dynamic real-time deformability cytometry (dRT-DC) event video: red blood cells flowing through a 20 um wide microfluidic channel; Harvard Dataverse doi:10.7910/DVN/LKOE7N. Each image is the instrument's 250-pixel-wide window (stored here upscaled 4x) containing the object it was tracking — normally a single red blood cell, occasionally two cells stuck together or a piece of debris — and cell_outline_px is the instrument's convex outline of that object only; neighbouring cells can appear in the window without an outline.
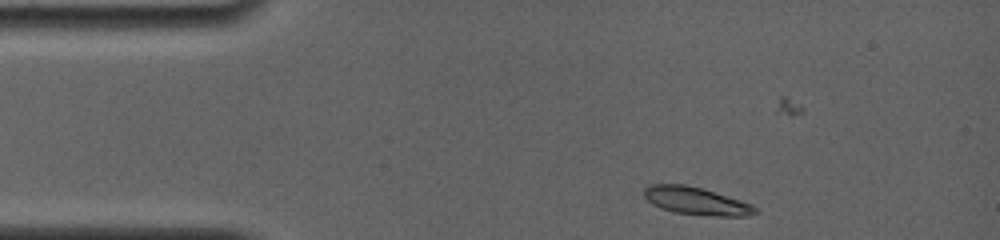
{"species": "common noctule bat (a hibernating species)", "species_latin": "Nyctalus noctula", "temperature_condition": "room temperature", "stored_images_in_passage": 40, "camera_frame_rate_fps": 4000, "um_per_image_px": 0.085, "animal": {"sex": "female", "body_mass_g": 19.0, "forearm_length_mm": 56.7}, "frame": {"image": 1, "passage_image": 1, "time_ms": 0.0, "image_size_px": [1000, 240], "cell_outline_px": [[756, 212], [748, 216], [712, 216], [676, 212], [660, 208], [652, 204], [644, 196], [644, 188], [648, 184], [684, 184], [700, 188], [740, 200], [752, 204], [756, 208]], "centroid_in_image_um": [59.14, 17.08], "position_along_channel_um": 25.9, "area_um2": 17.69}}
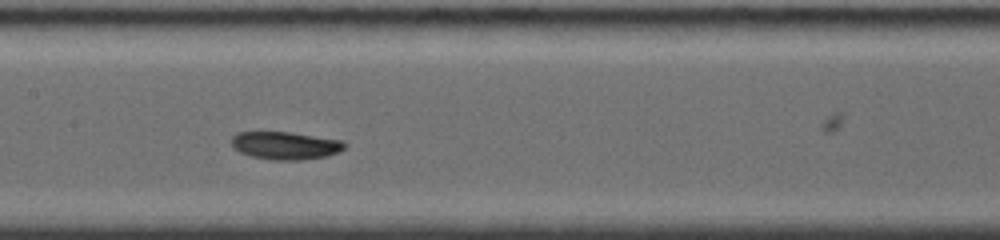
{"frame": {"image": 2, "passage_image": 21, "time_ms": 5.5, "image_size_px": [1000, 240], "cell_outline_px": [[348, 144], [340, 152], [328, 156], [300, 160], [272, 160], [252, 156], [240, 152], [232, 148], [232, 136], [236, 132], [288, 132], [344, 140]], "centroid_in_image_um": [24.29, 12.37], "position_along_channel_um": 183.1, "area_um2": 18.5}}
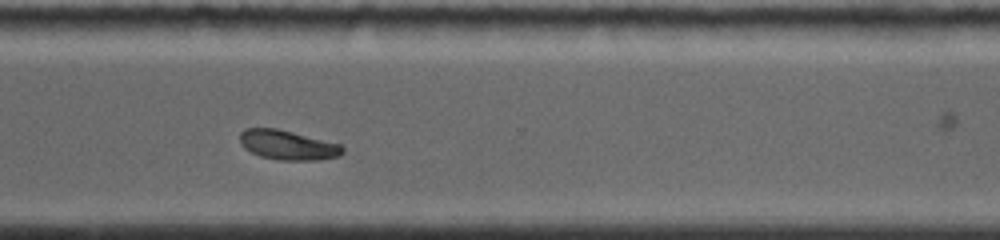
{"frame": {"image": 3, "passage_image": 39, "time_ms": 9.75, "image_size_px": [1000, 240], "cell_outline_px": [[344, 152], [340, 156], [320, 160], [280, 160], [260, 156], [244, 148], [240, 144], [240, 132], [244, 128], [276, 128], [340, 144], [344, 148]], "centroid_in_image_um": [24.45, 12.33], "position_along_channel_um": 346.1, "area_um2": 17.69}}